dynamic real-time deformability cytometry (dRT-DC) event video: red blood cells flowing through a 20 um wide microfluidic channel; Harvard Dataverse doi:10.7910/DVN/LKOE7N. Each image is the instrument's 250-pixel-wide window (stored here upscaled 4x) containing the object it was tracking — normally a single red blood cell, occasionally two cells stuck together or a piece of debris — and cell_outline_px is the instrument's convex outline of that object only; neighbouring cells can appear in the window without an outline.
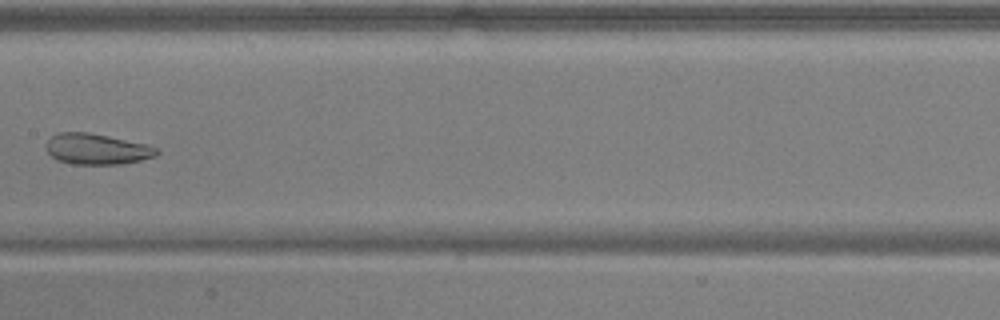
{"species": "common noctule bat (a hibernating species)", "species_latin": "Nyctalus noctula", "temperature_condition": "warm", "stored_images_in_passage": 6, "camera_frame_rate_fps": 3000, "um_per_image_px": 0.085, "animal": {"sex": "male", "body_mass_g": 17.9, "forearm_length_mm": 54.2}, "frame": {"image": 1, "passage_image": 5, "time_ms": 1.333, "image_size_px": [1000, 320], "cell_outline_px": [[160, 152], [156, 156], [140, 160], [120, 164], [72, 164], [56, 160], [44, 148], [48, 140], [52, 136], [60, 132], [88, 132], [148, 144], [160, 148]], "centroid_in_image_um": [8.25, 12.67], "position_along_channel_um": 199.2, "area_um2": 20.0}}